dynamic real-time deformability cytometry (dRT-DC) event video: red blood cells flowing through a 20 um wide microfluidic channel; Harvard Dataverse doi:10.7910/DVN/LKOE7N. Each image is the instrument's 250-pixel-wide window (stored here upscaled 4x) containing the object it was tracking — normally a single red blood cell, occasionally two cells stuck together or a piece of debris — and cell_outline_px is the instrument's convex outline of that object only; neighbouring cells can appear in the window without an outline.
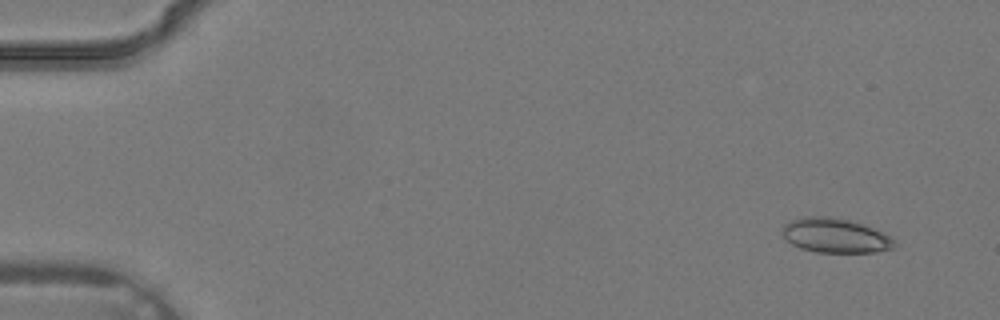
{"species": "common noctule bat (a hibernating species)", "species_latin": "Nyctalus noctula", "temperature_condition": "warm", "stored_images_in_passage": 4, "camera_frame_rate_fps": 3000, "um_per_image_px": 0.085, "animal": {"sex": "male", "body_mass_g": 19.2, "forearm_length_mm": 51.8}, "frame": {"image": 1, "passage_image": 1, "time_ms": 0.0, "image_size_px": [1000, 320], "cell_outline_px": [[900, 244], [896, 248], [876, 252], [816, 252], [800, 248], [792, 244], [784, 236], [784, 224], [792, 220], [808, 216], [828, 216], [848, 220], [872, 228], [896, 240]], "centroid_in_image_um": [71.05, 20.04], "position_along_channel_um": 14.0, "area_um2": 22.31}}